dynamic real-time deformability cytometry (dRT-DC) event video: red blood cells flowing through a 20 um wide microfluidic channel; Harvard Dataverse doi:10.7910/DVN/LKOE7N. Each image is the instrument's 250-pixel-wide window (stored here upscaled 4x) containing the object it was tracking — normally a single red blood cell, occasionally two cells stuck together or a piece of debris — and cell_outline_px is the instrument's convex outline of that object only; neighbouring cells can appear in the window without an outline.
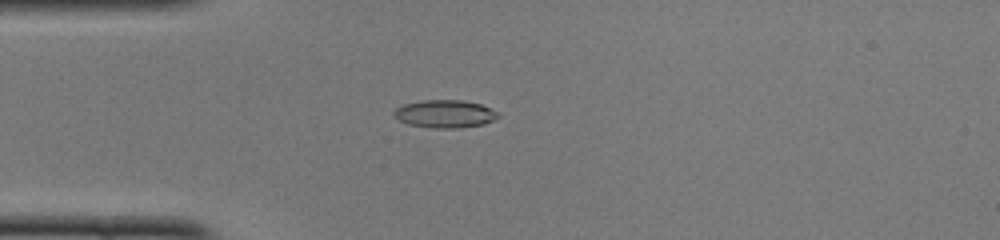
{"species": "common noctule bat (a hibernating species)", "species_latin": "Nyctalus noctula", "temperature_condition": "cold", "stored_images_in_passage": 45, "camera_frame_rate_fps": 3000, "um_per_image_px": 0.085, "animal": {"sex": "female", "body_mass_g": 22.0, "forearm_length_mm": 56.7}, "frame": {"image": 1, "passage_image": 9, "time_ms": 2.667, "image_size_px": [1000, 240], "cell_outline_px": [[500, 116], [484, 124], [456, 128], [432, 128], [408, 124], [392, 116], [392, 112], [396, 108], [404, 104], [424, 100], [464, 100], [480, 104], [496, 112]], "centroid_in_image_um": [37.77, 9.68], "position_along_channel_um": 47.2, "area_um2": 16.76}}
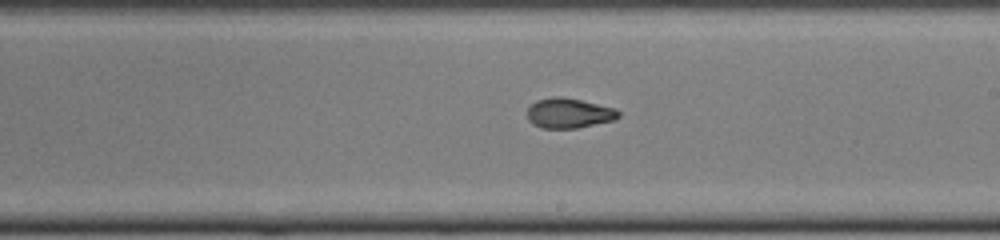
{"frame": {"image": 2, "passage_image": 24, "time_ms": 7.667, "image_size_px": [1000, 240], "cell_outline_px": [[620, 116], [616, 120], [576, 128], [540, 128], [532, 124], [528, 120], [528, 108], [536, 100], [552, 96], [560, 96], [580, 100], [616, 108], [620, 112]], "centroid_in_image_um": [48.37, 9.62], "position_along_channel_um": 240.6, "area_um2": 16.07}}
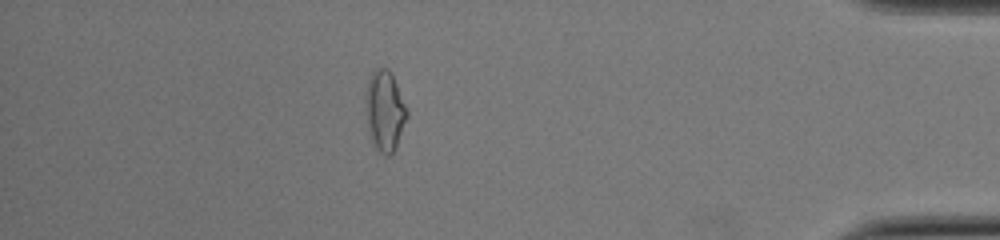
{"frame": {"image": 3, "passage_image": 39, "time_ms": 12.667, "image_size_px": [1000, 240], "cell_outline_px": [[408, 116], [396, 148], [388, 156], [384, 156], [372, 144], [368, 132], [364, 100], [364, 96], [368, 80], [372, 72], [376, 68], [388, 68], [392, 72], [408, 108]], "centroid_in_image_um": [32.7, 9.41], "position_along_channel_um": 402.5, "area_um2": 20.0}, "authors_computed_cell_mechanics": {"area_um2": 16.2996, "velocity_mm_per_s": 4.1121, "shape_relaxation_time_tau1_ms": 6.3253, "shape_relaxation_time_tau2_ms": 1.9396, "deformation_change_tau1": 0.2164, "deformation_change_tau2": 0.0606}}